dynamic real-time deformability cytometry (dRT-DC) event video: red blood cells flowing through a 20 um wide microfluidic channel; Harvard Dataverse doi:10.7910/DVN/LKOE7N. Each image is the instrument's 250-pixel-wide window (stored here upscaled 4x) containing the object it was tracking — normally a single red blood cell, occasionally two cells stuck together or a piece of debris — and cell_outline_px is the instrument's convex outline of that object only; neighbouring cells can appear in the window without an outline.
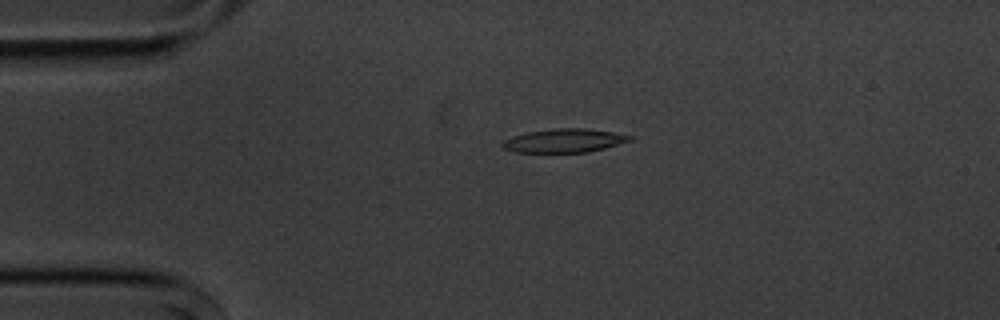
{"species": "common noctule bat (a hibernating species)", "species_latin": "Nyctalus noctula", "temperature_condition": "cold", "stored_images_in_passage": 4, "camera_frame_rate_fps": 3000, "um_per_image_px": 0.085, "animal": {"sex": "male", "body_mass_g": 20.1, "forearm_length_mm": 53.5}, "frame": {"image": 1, "passage_image": 3, "time_ms": 3.0, "image_size_px": [1000, 320], "cell_outline_px": [[632, 140], [604, 148], [588, 152], [516, 152], [504, 148], [500, 144], [504, 140], [512, 136], [528, 132], [556, 128], [584, 128], [612, 132], [632, 136]], "centroid_in_image_um": [47.94, 11.95], "position_along_channel_um": 37.1, "area_um2": 17.34}}